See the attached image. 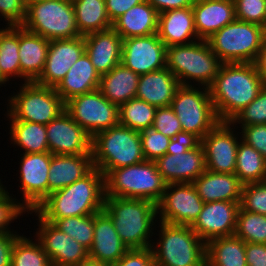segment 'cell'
Listing matches in <instances>:
<instances>
[{"label": "cell", "mask_w": 266, "mask_h": 266, "mask_svg": "<svg viewBox=\"0 0 266 266\" xmlns=\"http://www.w3.org/2000/svg\"><path fill=\"white\" fill-rule=\"evenodd\" d=\"M265 86L254 63H223L209 87L220 122H230Z\"/></svg>", "instance_id": "obj_1"}, {"label": "cell", "mask_w": 266, "mask_h": 266, "mask_svg": "<svg viewBox=\"0 0 266 266\" xmlns=\"http://www.w3.org/2000/svg\"><path fill=\"white\" fill-rule=\"evenodd\" d=\"M105 176L94 167L83 178L49 194L35 209L46 221L99 213L104 207Z\"/></svg>", "instance_id": "obj_2"}, {"label": "cell", "mask_w": 266, "mask_h": 266, "mask_svg": "<svg viewBox=\"0 0 266 266\" xmlns=\"http://www.w3.org/2000/svg\"><path fill=\"white\" fill-rule=\"evenodd\" d=\"M103 211L128 250L152 246L158 222L157 204L153 201L105 196Z\"/></svg>", "instance_id": "obj_3"}, {"label": "cell", "mask_w": 266, "mask_h": 266, "mask_svg": "<svg viewBox=\"0 0 266 266\" xmlns=\"http://www.w3.org/2000/svg\"><path fill=\"white\" fill-rule=\"evenodd\" d=\"M222 64L207 40L166 47V68L183 86L196 85L209 88Z\"/></svg>", "instance_id": "obj_4"}, {"label": "cell", "mask_w": 266, "mask_h": 266, "mask_svg": "<svg viewBox=\"0 0 266 266\" xmlns=\"http://www.w3.org/2000/svg\"><path fill=\"white\" fill-rule=\"evenodd\" d=\"M157 225V241L151 246L154 266H206V243L191 226L161 221Z\"/></svg>", "instance_id": "obj_5"}, {"label": "cell", "mask_w": 266, "mask_h": 266, "mask_svg": "<svg viewBox=\"0 0 266 266\" xmlns=\"http://www.w3.org/2000/svg\"><path fill=\"white\" fill-rule=\"evenodd\" d=\"M93 165L106 177L113 169L145 161L140 131L117 125L91 137Z\"/></svg>", "instance_id": "obj_6"}, {"label": "cell", "mask_w": 266, "mask_h": 266, "mask_svg": "<svg viewBox=\"0 0 266 266\" xmlns=\"http://www.w3.org/2000/svg\"><path fill=\"white\" fill-rule=\"evenodd\" d=\"M167 183L157 170L154 161L113 169L105 177V196L143 199L157 204Z\"/></svg>", "instance_id": "obj_7"}, {"label": "cell", "mask_w": 266, "mask_h": 266, "mask_svg": "<svg viewBox=\"0 0 266 266\" xmlns=\"http://www.w3.org/2000/svg\"><path fill=\"white\" fill-rule=\"evenodd\" d=\"M7 97V120H20L47 125L65 111V102L55 87L27 82Z\"/></svg>", "instance_id": "obj_8"}, {"label": "cell", "mask_w": 266, "mask_h": 266, "mask_svg": "<svg viewBox=\"0 0 266 266\" xmlns=\"http://www.w3.org/2000/svg\"><path fill=\"white\" fill-rule=\"evenodd\" d=\"M265 36L264 27L235 19L207 42L223 63H254Z\"/></svg>", "instance_id": "obj_9"}, {"label": "cell", "mask_w": 266, "mask_h": 266, "mask_svg": "<svg viewBox=\"0 0 266 266\" xmlns=\"http://www.w3.org/2000/svg\"><path fill=\"white\" fill-rule=\"evenodd\" d=\"M49 41L81 36L72 0H47L26 4V17L21 25Z\"/></svg>", "instance_id": "obj_10"}, {"label": "cell", "mask_w": 266, "mask_h": 266, "mask_svg": "<svg viewBox=\"0 0 266 266\" xmlns=\"http://www.w3.org/2000/svg\"><path fill=\"white\" fill-rule=\"evenodd\" d=\"M171 107L181 122L182 131L200 139L220 122L207 87L181 85L176 90Z\"/></svg>", "instance_id": "obj_11"}, {"label": "cell", "mask_w": 266, "mask_h": 266, "mask_svg": "<svg viewBox=\"0 0 266 266\" xmlns=\"http://www.w3.org/2000/svg\"><path fill=\"white\" fill-rule=\"evenodd\" d=\"M65 111L90 137L119 124V107L98 89L70 98Z\"/></svg>", "instance_id": "obj_12"}, {"label": "cell", "mask_w": 266, "mask_h": 266, "mask_svg": "<svg viewBox=\"0 0 266 266\" xmlns=\"http://www.w3.org/2000/svg\"><path fill=\"white\" fill-rule=\"evenodd\" d=\"M203 205L204 202L192 183L167 184L161 200L157 203L158 221L192 226Z\"/></svg>", "instance_id": "obj_13"}, {"label": "cell", "mask_w": 266, "mask_h": 266, "mask_svg": "<svg viewBox=\"0 0 266 266\" xmlns=\"http://www.w3.org/2000/svg\"><path fill=\"white\" fill-rule=\"evenodd\" d=\"M34 214L38 226L33 236L42 246L51 260L52 266H74L89 258V252L80 243L59 230L53 223L44 220L35 210L27 215Z\"/></svg>", "instance_id": "obj_14"}, {"label": "cell", "mask_w": 266, "mask_h": 266, "mask_svg": "<svg viewBox=\"0 0 266 266\" xmlns=\"http://www.w3.org/2000/svg\"><path fill=\"white\" fill-rule=\"evenodd\" d=\"M236 130L231 122H219L201 139L206 169L217 173L235 172L237 148L242 140Z\"/></svg>", "instance_id": "obj_15"}, {"label": "cell", "mask_w": 266, "mask_h": 266, "mask_svg": "<svg viewBox=\"0 0 266 266\" xmlns=\"http://www.w3.org/2000/svg\"><path fill=\"white\" fill-rule=\"evenodd\" d=\"M19 173L21 196L19 202L28 210L36 207L48 196V176L51 164L50 152L22 153Z\"/></svg>", "instance_id": "obj_16"}, {"label": "cell", "mask_w": 266, "mask_h": 266, "mask_svg": "<svg viewBox=\"0 0 266 266\" xmlns=\"http://www.w3.org/2000/svg\"><path fill=\"white\" fill-rule=\"evenodd\" d=\"M121 63L138 75L166 67V45L158 34L123 39Z\"/></svg>", "instance_id": "obj_17"}, {"label": "cell", "mask_w": 266, "mask_h": 266, "mask_svg": "<svg viewBox=\"0 0 266 266\" xmlns=\"http://www.w3.org/2000/svg\"><path fill=\"white\" fill-rule=\"evenodd\" d=\"M46 134L53 155L91 154V137L66 111L46 125Z\"/></svg>", "instance_id": "obj_18"}, {"label": "cell", "mask_w": 266, "mask_h": 266, "mask_svg": "<svg viewBox=\"0 0 266 266\" xmlns=\"http://www.w3.org/2000/svg\"><path fill=\"white\" fill-rule=\"evenodd\" d=\"M84 52V36L50 41L43 72L35 83L56 87Z\"/></svg>", "instance_id": "obj_19"}, {"label": "cell", "mask_w": 266, "mask_h": 266, "mask_svg": "<svg viewBox=\"0 0 266 266\" xmlns=\"http://www.w3.org/2000/svg\"><path fill=\"white\" fill-rule=\"evenodd\" d=\"M239 208L240 202L204 203L191 228L205 243L214 238L234 235Z\"/></svg>", "instance_id": "obj_20"}, {"label": "cell", "mask_w": 266, "mask_h": 266, "mask_svg": "<svg viewBox=\"0 0 266 266\" xmlns=\"http://www.w3.org/2000/svg\"><path fill=\"white\" fill-rule=\"evenodd\" d=\"M154 162L167 184L193 183L206 170L202 144L187 152L165 154Z\"/></svg>", "instance_id": "obj_21"}, {"label": "cell", "mask_w": 266, "mask_h": 266, "mask_svg": "<svg viewBox=\"0 0 266 266\" xmlns=\"http://www.w3.org/2000/svg\"><path fill=\"white\" fill-rule=\"evenodd\" d=\"M84 40L85 52L100 76L121 63L123 39L112 27L85 35Z\"/></svg>", "instance_id": "obj_22"}, {"label": "cell", "mask_w": 266, "mask_h": 266, "mask_svg": "<svg viewBox=\"0 0 266 266\" xmlns=\"http://www.w3.org/2000/svg\"><path fill=\"white\" fill-rule=\"evenodd\" d=\"M158 37L166 45H187L200 40L192 7L168 10L158 15Z\"/></svg>", "instance_id": "obj_23"}, {"label": "cell", "mask_w": 266, "mask_h": 266, "mask_svg": "<svg viewBox=\"0 0 266 266\" xmlns=\"http://www.w3.org/2000/svg\"><path fill=\"white\" fill-rule=\"evenodd\" d=\"M192 10L196 33L200 40H207L236 19L233 0H195Z\"/></svg>", "instance_id": "obj_24"}, {"label": "cell", "mask_w": 266, "mask_h": 266, "mask_svg": "<svg viewBox=\"0 0 266 266\" xmlns=\"http://www.w3.org/2000/svg\"><path fill=\"white\" fill-rule=\"evenodd\" d=\"M128 248L123 244L111 218L102 210L95 213L94 238L89 258L108 265L116 263Z\"/></svg>", "instance_id": "obj_25"}, {"label": "cell", "mask_w": 266, "mask_h": 266, "mask_svg": "<svg viewBox=\"0 0 266 266\" xmlns=\"http://www.w3.org/2000/svg\"><path fill=\"white\" fill-rule=\"evenodd\" d=\"M49 40L19 26V58L23 83L35 82L43 72Z\"/></svg>", "instance_id": "obj_26"}, {"label": "cell", "mask_w": 266, "mask_h": 266, "mask_svg": "<svg viewBox=\"0 0 266 266\" xmlns=\"http://www.w3.org/2000/svg\"><path fill=\"white\" fill-rule=\"evenodd\" d=\"M180 86L175 75L165 67L140 75L135 98L155 107L171 106L176 90Z\"/></svg>", "instance_id": "obj_27"}, {"label": "cell", "mask_w": 266, "mask_h": 266, "mask_svg": "<svg viewBox=\"0 0 266 266\" xmlns=\"http://www.w3.org/2000/svg\"><path fill=\"white\" fill-rule=\"evenodd\" d=\"M94 168L91 154L52 155L48 195L83 178Z\"/></svg>", "instance_id": "obj_28"}, {"label": "cell", "mask_w": 266, "mask_h": 266, "mask_svg": "<svg viewBox=\"0 0 266 266\" xmlns=\"http://www.w3.org/2000/svg\"><path fill=\"white\" fill-rule=\"evenodd\" d=\"M192 184L204 203L241 200L243 184L234 173H217L206 169Z\"/></svg>", "instance_id": "obj_29"}, {"label": "cell", "mask_w": 266, "mask_h": 266, "mask_svg": "<svg viewBox=\"0 0 266 266\" xmlns=\"http://www.w3.org/2000/svg\"><path fill=\"white\" fill-rule=\"evenodd\" d=\"M101 76L95 70L89 56L84 52L71 66L66 76L55 87L64 102L70 98L92 92L99 87Z\"/></svg>", "instance_id": "obj_30"}, {"label": "cell", "mask_w": 266, "mask_h": 266, "mask_svg": "<svg viewBox=\"0 0 266 266\" xmlns=\"http://www.w3.org/2000/svg\"><path fill=\"white\" fill-rule=\"evenodd\" d=\"M158 15L157 10L145 0L117 18L112 23V28L122 39L156 34Z\"/></svg>", "instance_id": "obj_31"}, {"label": "cell", "mask_w": 266, "mask_h": 266, "mask_svg": "<svg viewBox=\"0 0 266 266\" xmlns=\"http://www.w3.org/2000/svg\"><path fill=\"white\" fill-rule=\"evenodd\" d=\"M139 78L140 75L120 63L101 75L98 90L111 103L120 107L135 98Z\"/></svg>", "instance_id": "obj_32"}, {"label": "cell", "mask_w": 266, "mask_h": 266, "mask_svg": "<svg viewBox=\"0 0 266 266\" xmlns=\"http://www.w3.org/2000/svg\"><path fill=\"white\" fill-rule=\"evenodd\" d=\"M246 243L235 235L218 237L206 243V266H247Z\"/></svg>", "instance_id": "obj_33"}, {"label": "cell", "mask_w": 266, "mask_h": 266, "mask_svg": "<svg viewBox=\"0 0 266 266\" xmlns=\"http://www.w3.org/2000/svg\"><path fill=\"white\" fill-rule=\"evenodd\" d=\"M76 26L81 36L112 27L105 0H72Z\"/></svg>", "instance_id": "obj_34"}, {"label": "cell", "mask_w": 266, "mask_h": 266, "mask_svg": "<svg viewBox=\"0 0 266 266\" xmlns=\"http://www.w3.org/2000/svg\"><path fill=\"white\" fill-rule=\"evenodd\" d=\"M8 121L10 142L22 149L21 153L49 152L46 125L20 120Z\"/></svg>", "instance_id": "obj_35"}, {"label": "cell", "mask_w": 266, "mask_h": 266, "mask_svg": "<svg viewBox=\"0 0 266 266\" xmlns=\"http://www.w3.org/2000/svg\"><path fill=\"white\" fill-rule=\"evenodd\" d=\"M18 51L19 26L0 27V73L8 82L13 78L21 79Z\"/></svg>", "instance_id": "obj_36"}, {"label": "cell", "mask_w": 266, "mask_h": 266, "mask_svg": "<svg viewBox=\"0 0 266 266\" xmlns=\"http://www.w3.org/2000/svg\"><path fill=\"white\" fill-rule=\"evenodd\" d=\"M234 174L242 184L266 181V159L241 140L237 148Z\"/></svg>", "instance_id": "obj_37"}, {"label": "cell", "mask_w": 266, "mask_h": 266, "mask_svg": "<svg viewBox=\"0 0 266 266\" xmlns=\"http://www.w3.org/2000/svg\"><path fill=\"white\" fill-rule=\"evenodd\" d=\"M157 107L133 98L119 107V125L136 131L152 127Z\"/></svg>", "instance_id": "obj_38"}, {"label": "cell", "mask_w": 266, "mask_h": 266, "mask_svg": "<svg viewBox=\"0 0 266 266\" xmlns=\"http://www.w3.org/2000/svg\"><path fill=\"white\" fill-rule=\"evenodd\" d=\"M22 234L16 241L11 253V266H52L51 260L40 243ZM34 240V241H33Z\"/></svg>", "instance_id": "obj_39"}, {"label": "cell", "mask_w": 266, "mask_h": 266, "mask_svg": "<svg viewBox=\"0 0 266 266\" xmlns=\"http://www.w3.org/2000/svg\"><path fill=\"white\" fill-rule=\"evenodd\" d=\"M234 235L245 243L266 244V216L239 208Z\"/></svg>", "instance_id": "obj_40"}, {"label": "cell", "mask_w": 266, "mask_h": 266, "mask_svg": "<svg viewBox=\"0 0 266 266\" xmlns=\"http://www.w3.org/2000/svg\"><path fill=\"white\" fill-rule=\"evenodd\" d=\"M95 214L57 219L53 224L88 251L94 238Z\"/></svg>", "instance_id": "obj_41"}, {"label": "cell", "mask_w": 266, "mask_h": 266, "mask_svg": "<svg viewBox=\"0 0 266 266\" xmlns=\"http://www.w3.org/2000/svg\"><path fill=\"white\" fill-rule=\"evenodd\" d=\"M28 210L19 202V199L13 197L3 184L0 186V233H12L11 223L19 220L20 216L27 214Z\"/></svg>", "instance_id": "obj_42"}, {"label": "cell", "mask_w": 266, "mask_h": 266, "mask_svg": "<svg viewBox=\"0 0 266 266\" xmlns=\"http://www.w3.org/2000/svg\"><path fill=\"white\" fill-rule=\"evenodd\" d=\"M230 122L237 129L249 125L266 124V85L261 89L257 97ZM238 124L239 126H236Z\"/></svg>", "instance_id": "obj_43"}, {"label": "cell", "mask_w": 266, "mask_h": 266, "mask_svg": "<svg viewBox=\"0 0 266 266\" xmlns=\"http://www.w3.org/2000/svg\"><path fill=\"white\" fill-rule=\"evenodd\" d=\"M240 208L266 216V181L242 185Z\"/></svg>", "instance_id": "obj_44"}, {"label": "cell", "mask_w": 266, "mask_h": 266, "mask_svg": "<svg viewBox=\"0 0 266 266\" xmlns=\"http://www.w3.org/2000/svg\"><path fill=\"white\" fill-rule=\"evenodd\" d=\"M142 151L145 160L155 161L166 154L171 138L153 127L140 131Z\"/></svg>", "instance_id": "obj_45"}, {"label": "cell", "mask_w": 266, "mask_h": 266, "mask_svg": "<svg viewBox=\"0 0 266 266\" xmlns=\"http://www.w3.org/2000/svg\"><path fill=\"white\" fill-rule=\"evenodd\" d=\"M236 19L265 28L266 0H233Z\"/></svg>", "instance_id": "obj_46"}, {"label": "cell", "mask_w": 266, "mask_h": 266, "mask_svg": "<svg viewBox=\"0 0 266 266\" xmlns=\"http://www.w3.org/2000/svg\"><path fill=\"white\" fill-rule=\"evenodd\" d=\"M152 127L171 139L182 132L181 122L171 106L157 107Z\"/></svg>", "instance_id": "obj_47"}, {"label": "cell", "mask_w": 266, "mask_h": 266, "mask_svg": "<svg viewBox=\"0 0 266 266\" xmlns=\"http://www.w3.org/2000/svg\"><path fill=\"white\" fill-rule=\"evenodd\" d=\"M0 17L5 26H21L26 17L24 0H0Z\"/></svg>", "instance_id": "obj_48"}, {"label": "cell", "mask_w": 266, "mask_h": 266, "mask_svg": "<svg viewBox=\"0 0 266 266\" xmlns=\"http://www.w3.org/2000/svg\"><path fill=\"white\" fill-rule=\"evenodd\" d=\"M241 139L255 148L266 159V124L241 127Z\"/></svg>", "instance_id": "obj_49"}, {"label": "cell", "mask_w": 266, "mask_h": 266, "mask_svg": "<svg viewBox=\"0 0 266 266\" xmlns=\"http://www.w3.org/2000/svg\"><path fill=\"white\" fill-rule=\"evenodd\" d=\"M110 266H154L151 247L128 250L116 263Z\"/></svg>", "instance_id": "obj_50"}, {"label": "cell", "mask_w": 266, "mask_h": 266, "mask_svg": "<svg viewBox=\"0 0 266 266\" xmlns=\"http://www.w3.org/2000/svg\"><path fill=\"white\" fill-rule=\"evenodd\" d=\"M201 144V139L188 132H179L171 139L166 154L173 155V152H187Z\"/></svg>", "instance_id": "obj_51"}, {"label": "cell", "mask_w": 266, "mask_h": 266, "mask_svg": "<svg viewBox=\"0 0 266 266\" xmlns=\"http://www.w3.org/2000/svg\"><path fill=\"white\" fill-rule=\"evenodd\" d=\"M145 0H105L106 10L111 23L123 15L133 6L141 4Z\"/></svg>", "instance_id": "obj_52"}, {"label": "cell", "mask_w": 266, "mask_h": 266, "mask_svg": "<svg viewBox=\"0 0 266 266\" xmlns=\"http://www.w3.org/2000/svg\"><path fill=\"white\" fill-rule=\"evenodd\" d=\"M19 232L0 233V266H11V253Z\"/></svg>", "instance_id": "obj_53"}, {"label": "cell", "mask_w": 266, "mask_h": 266, "mask_svg": "<svg viewBox=\"0 0 266 266\" xmlns=\"http://www.w3.org/2000/svg\"><path fill=\"white\" fill-rule=\"evenodd\" d=\"M247 266H266V244L246 243Z\"/></svg>", "instance_id": "obj_54"}, {"label": "cell", "mask_w": 266, "mask_h": 266, "mask_svg": "<svg viewBox=\"0 0 266 266\" xmlns=\"http://www.w3.org/2000/svg\"><path fill=\"white\" fill-rule=\"evenodd\" d=\"M158 13L185 7H192L195 0H146Z\"/></svg>", "instance_id": "obj_55"}, {"label": "cell", "mask_w": 266, "mask_h": 266, "mask_svg": "<svg viewBox=\"0 0 266 266\" xmlns=\"http://www.w3.org/2000/svg\"><path fill=\"white\" fill-rule=\"evenodd\" d=\"M254 64L259 75L263 79L264 84L266 85V36Z\"/></svg>", "instance_id": "obj_56"}, {"label": "cell", "mask_w": 266, "mask_h": 266, "mask_svg": "<svg viewBox=\"0 0 266 266\" xmlns=\"http://www.w3.org/2000/svg\"><path fill=\"white\" fill-rule=\"evenodd\" d=\"M74 266H110V265L88 258L87 260H84L81 263Z\"/></svg>", "instance_id": "obj_57"}, {"label": "cell", "mask_w": 266, "mask_h": 266, "mask_svg": "<svg viewBox=\"0 0 266 266\" xmlns=\"http://www.w3.org/2000/svg\"><path fill=\"white\" fill-rule=\"evenodd\" d=\"M5 84H9V82L0 73V88L3 87L2 85L5 87Z\"/></svg>", "instance_id": "obj_58"}, {"label": "cell", "mask_w": 266, "mask_h": 266, "mask_svg": "<svg viewBox=\"0 0 266 266\" xmlns=\"http://www.w3.org/2000/svg\"><path fill=\"white\" fill-rule=\"evenodd\" d=\"M25 3H34V2H37V1H47V0H24Z\"/></svg>", "instance_id": "obj_59"}, {"label": "cell", "mask_w": 266, "mask_h": 266, "mask_svg": "<svg viewBox=\"0 0 266 266\" xmlns=\"http://www.w3.org/2000/svg\"><path fill=\"white\" fill-rule=\"evenodd\" d=\"M265 29H266V5H265Z\"/></svg>", "instance_id": "obj_60"}]
</instances>
